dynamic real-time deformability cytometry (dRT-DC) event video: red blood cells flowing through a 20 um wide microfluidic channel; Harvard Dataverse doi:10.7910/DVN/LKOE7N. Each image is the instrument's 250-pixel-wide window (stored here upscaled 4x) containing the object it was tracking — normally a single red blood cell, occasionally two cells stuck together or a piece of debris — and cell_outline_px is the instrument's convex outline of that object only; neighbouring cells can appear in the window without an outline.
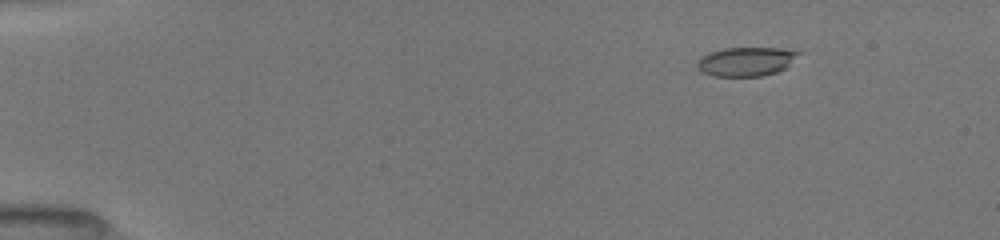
{"species": "common noctule bat (a hibernating species)", "species_latin": "Nyctalus noctula", "temperature_condition": "room temperature", "stored_images_in_passage": 33, "camera_frame_rate_fps": 3000, "um_per_image_px": 0.085, "animal": {"sex": "female", "body_mass_g": 19.5, "forearm_length_mm": 54.1}, "frame": {"image": 1, "passage_image": 4, "time_ms": 2.0, "image_size_px": [1000, 240], "cell_outline_px": [[800, 52], [784, 68], [776, 72], [760, 76], [712, 76], [696, 68], [696, 60], [700, 56], [708, 52], [724, 48], [780, 48]], "centroid_in_image_um": [63.31, 5.23], "position_along_channel_um": 21.7, "area_um2": 16.99}}
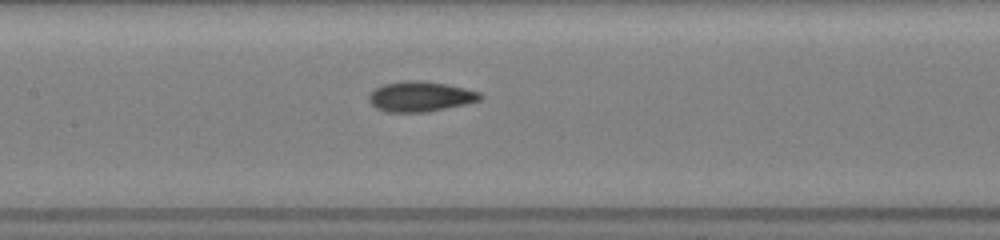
{"frame": {"image": 2, "passage_image": 15, "time_ms": 8.333, "image_size_px": [1000, 240], "cell_outline_px": [[484, 96], [480, 100], [464, 104], [424, 112], [388, 112], [376, 108], [368, 100], [368, 96], [376, 88], [384, 84], [408, 80], [420, 80], [444, 84], [464, 88], [480, 92]], "centroid_in_image_um": [35.72, 8.2], "position_along_channel_um": 171.7, "area_um2": 19.31}}
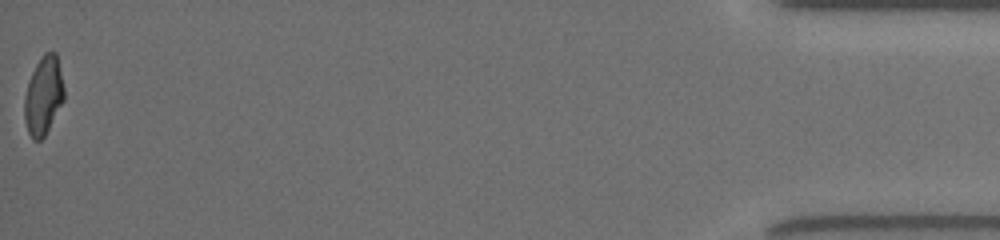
{"frame": {"image": 3, "passage_image": 33, "time_ms": 17.0, "image_size_px": [1000, 240], "cell_outline_px": [[64, 100], [44, 136], [40, 140], [32, 140], [28, 132], [24, 120], [24, 96], [28, 80], [36, 64], [44, 52], [56, 52], [64, 88]], "centroid_in_image_um": [3.67, 8.13], "position_along_channel_um": 431.5, "area_um2": 18.09}, "authors_computed_cell_mechanics": {"area_um2": 18.3226, "velocity_mm_per_s": 4.0087, "shape_relaxation_time_tau1_ms": 7.6286, "shape_relaxation_time_tau2_ms": 1.809, "deformation_change_tau1": 0.1794, "deformation_change_tau2": 0.0561}}